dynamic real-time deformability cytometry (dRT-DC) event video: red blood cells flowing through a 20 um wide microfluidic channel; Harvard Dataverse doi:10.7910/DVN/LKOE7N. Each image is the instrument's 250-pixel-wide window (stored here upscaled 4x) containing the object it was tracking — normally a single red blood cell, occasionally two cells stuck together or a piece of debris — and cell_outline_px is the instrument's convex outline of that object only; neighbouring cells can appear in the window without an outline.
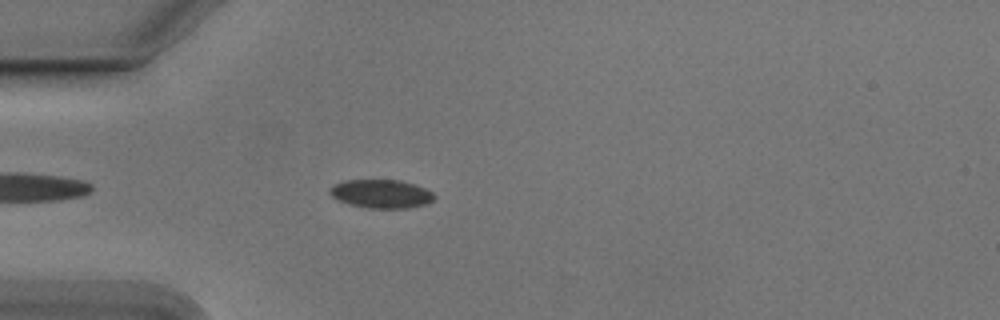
{"species": "Egyptian fruit bat (a non-hibernating species)", "species_latin": "Rousettus aegyptiacus", "temperature_condition": "cold", "stored_images_in_passage": 29, "camera_frame_rate_fps": 3000, "um_per_image_px": 0.085, "animal": {"sex": "male"}, "frame": {"image": 1, "passage_image": 5, "time_ms": 1.333, "image_size_px": [1000, 320], "cell_outline_px": [[436, 196], [432, 200], [424, 204], [408, 208], [368, 208], [348, 204], [332, 196], [328, 192], [328, 188], [336, 184], [348, 180], [400, 180], [424, 188], [432, 192]], "centroid_in_image_um": [32.38, 16.48], "position_along_channel_um": 52.6, "area_um2": 17.17}}
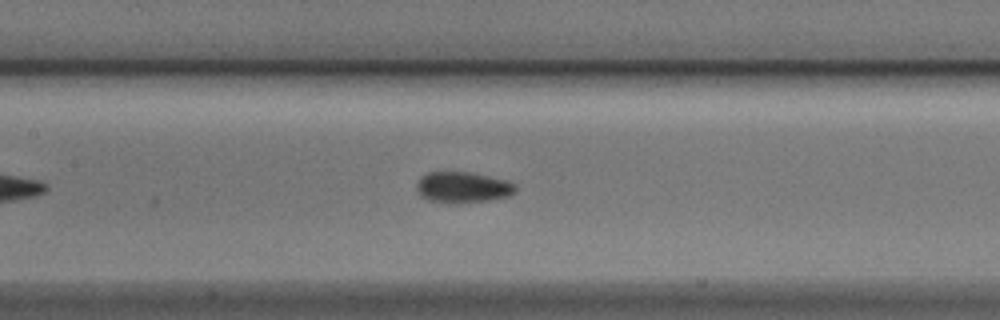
{"frame": {"image": 2, "passage_image": 15, "time_ms": 4.667, "image_size_px": [1000, 320], "cell_outline_px": [[516, 192], [508, 196], [488, 200], [452, 204], [428, 200], [420, 196], [416, 188], [416, 184], [420, 176], [428, 172], [468, 172], [508, 180], [516, 184]], "centroid_in_image_um": [39.32, 15.92], "position_along_channel_um": 168.1, "area_um2": 18.03}}
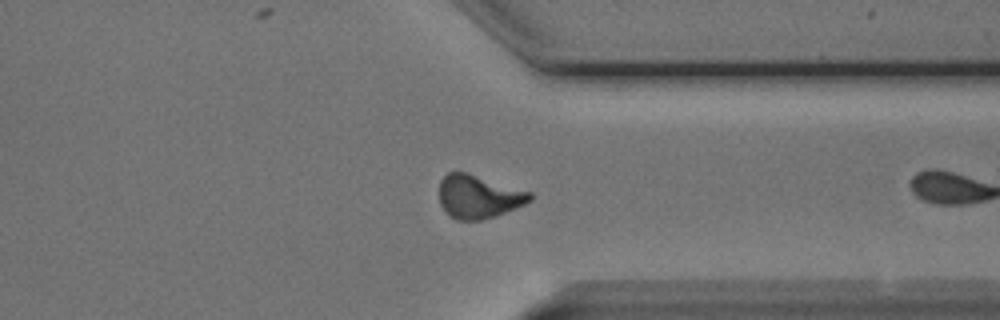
{"frame": {"image": 3, "passage_image": 28, "time_ms": 9.0, "image_size_px": [1000, 320], "cell_outline_px": [[532, 200], [524, 204], [496, 216], [480, 220], [456, 220], [448, 216], [444, 212], [440, 204], [440, 180], [448, 172], [464, 172], [532, 192]], "centroid_in_image_um": [40.65, 16.73], "position_along_channel_um": 370.8, "area_um2": 22.83}}